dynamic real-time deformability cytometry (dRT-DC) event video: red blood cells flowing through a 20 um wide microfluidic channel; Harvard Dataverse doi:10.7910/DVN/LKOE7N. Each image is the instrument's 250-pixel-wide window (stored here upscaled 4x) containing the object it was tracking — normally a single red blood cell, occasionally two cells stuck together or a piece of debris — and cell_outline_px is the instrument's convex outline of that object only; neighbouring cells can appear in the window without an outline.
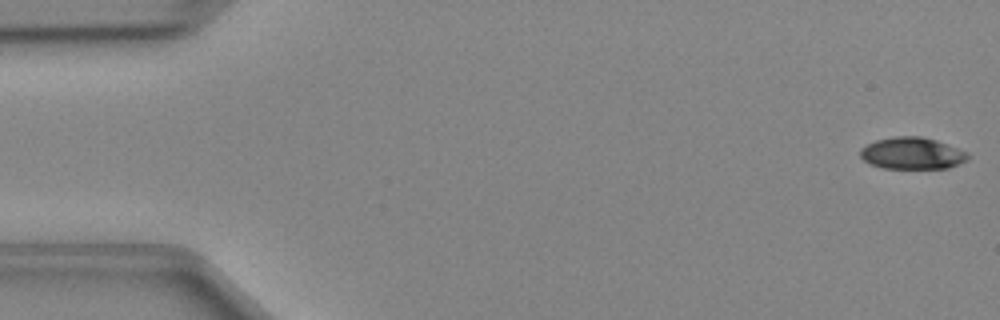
{"species": "Egyptian fruit bat (a non-hibernating species)", "species_latin": "Rousettus aegyptiacus", "temperature_condition": "cold", "stored_images_in_passage": 13, "camera_frame_rate_fps": 3000, "um_per_image_px": 0.085, "animal": {"sex": "female"}, "frame": {"image": 1, "passage_image": 1, "time_ms": 0.0, "image_size_px": [1000, 320], "cell_outline_px": [[968, 160], [948, 168], [884, 168], [868, 164], [860, 156], [860, 148], [876, 140], [892, 136], [920, 136], [936, 140], [968, 152]], "centroid_in_image_um": [77.51, 13.03], "position_along_channel_um": 7.5, "area_um2": 20.0}}
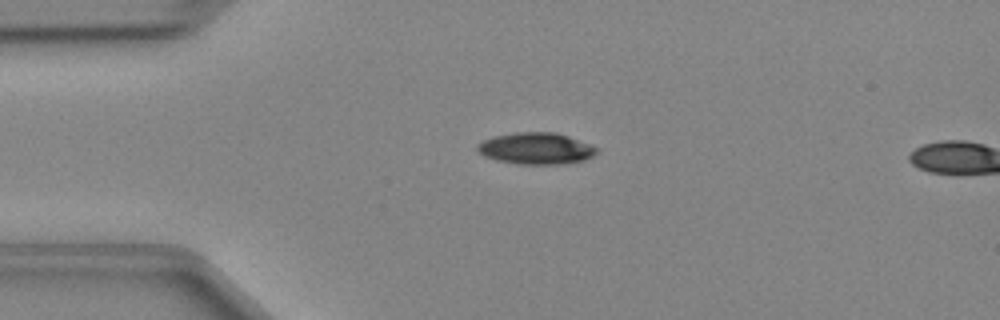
{"frame": {"image": 2, "passage_image": 11, "time_ms": 3.333, "image_size_px": [1000, 320], "cell_outline_px": [[600, 148], [592, 156], [584, 160], [560, 164], [520, 164], [496, 160], [484, 156], [476, 148], [476, 144], [492, 136], [516, 132], [556, 132], [568, 136]], "centroid_in_image_um": [45.55, 12.61], "position_along_channel_um": 39.5, "area_um2": 21.96}}